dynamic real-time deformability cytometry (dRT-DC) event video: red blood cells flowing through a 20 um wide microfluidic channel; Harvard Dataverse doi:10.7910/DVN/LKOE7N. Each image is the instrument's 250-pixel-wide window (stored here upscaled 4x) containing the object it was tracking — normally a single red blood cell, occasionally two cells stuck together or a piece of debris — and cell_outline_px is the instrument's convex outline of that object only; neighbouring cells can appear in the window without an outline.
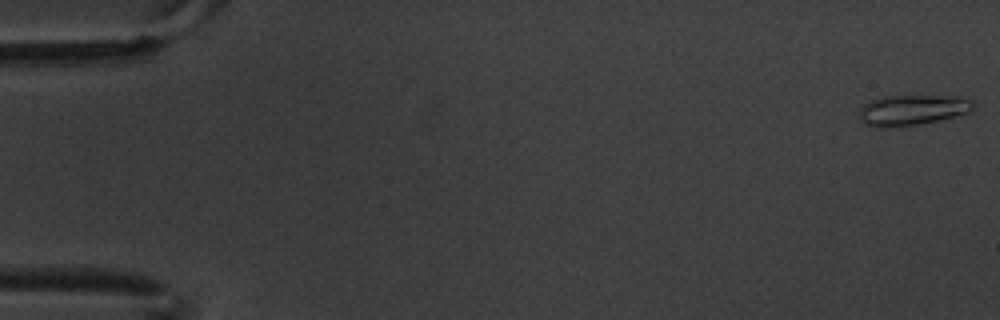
{"species": "common noctule bat (a hibernating species)", "species_latin": "Nyctalus noctula", "temperature_condition": "warm", "stored_images_in_passage": 4, "camera_frame_rate_fps": 3000, "um_per_image_px": 0.085, "animal": {"sex": "male", "body_mass_g": 20.1, "forearm_length_mm": 53.5}, "frame": {"image": 1, "passage_image": 1, "time_ms": 0.0, "image_size_px": [1000, 320], "cell_outline_px": [[976, 104], [972, 112], [920, 124], [900, 128], [872, 128], [864, 124], [860, 120], [860, 108], [864, 104], [872, 100], [884, 96], [960, 96], [972, 100]], "centroid_in_image_um": [77.55, 9.37], "position_along_channel_um": 7.5, "area_um2": 20.75}}